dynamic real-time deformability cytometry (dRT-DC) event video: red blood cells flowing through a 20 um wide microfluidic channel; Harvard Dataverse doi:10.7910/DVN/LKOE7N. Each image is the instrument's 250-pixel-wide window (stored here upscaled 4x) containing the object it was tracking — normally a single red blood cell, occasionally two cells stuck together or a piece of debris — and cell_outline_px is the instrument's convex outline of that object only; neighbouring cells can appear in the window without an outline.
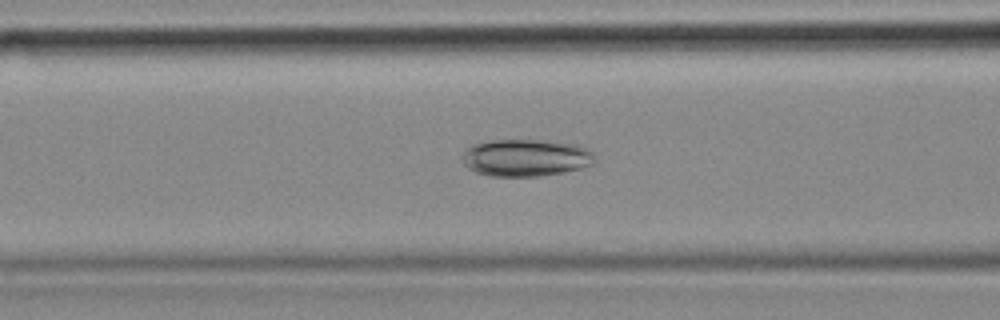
{"species": "common noctule bat (a hibernating species)", "species_latin": "Nyctalus noctula", "temperature_condition": "cold", "stored_images_in_passage": 48, "camera_frame_rate_fps": 3000, "um_per_image_px": 0.085, "animal": {"sex": "female", "body_mass_g": 18.4}, "frame": {"image": 1, "passage_image": 20, "time_ms": 6.333, "image_size_px": [1000, 320], "cell_outline_px": [[596, 164], [564, 172], [540, 176], [492, 176], [476, 172], [468, 168], [464, 164], [464, 152], [472, 144], [492, 140], [536, 140], [576, 144], [592, 152], [596, 160]], "centroid_in_image_um": [44.72, 13.41], "position_along_channel_um": 121.9, "area_um2": 28.55}}
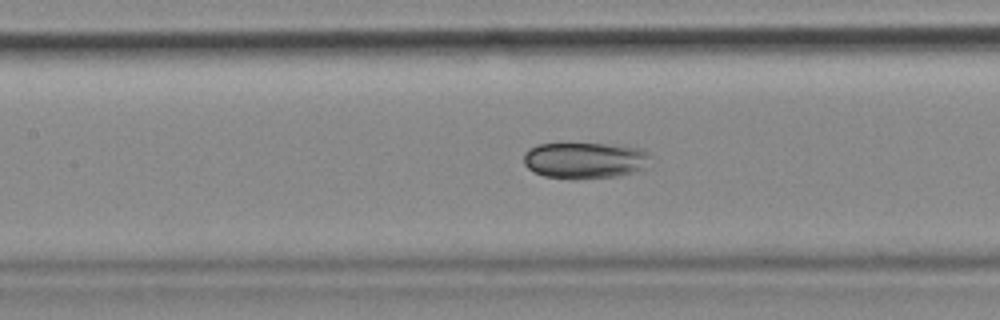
{"frame": {"image": 2, "passage_image": 23, "time_ms": 7.333, "image_size_px": [1000, 320], "cell_outline_px": [[648, 156], [644, 168], [632, 172], [616, 176], [572, 180], [544, 176], [528, 168], [524, 164], [524, 152], [528, 148], [540, 144], [624, 144], [640, 148], [648, 152]], "centroid_in_image_um": [49.68, 13.62], "position_along_channel_um": 157.7, "area_um2": 26.88}}